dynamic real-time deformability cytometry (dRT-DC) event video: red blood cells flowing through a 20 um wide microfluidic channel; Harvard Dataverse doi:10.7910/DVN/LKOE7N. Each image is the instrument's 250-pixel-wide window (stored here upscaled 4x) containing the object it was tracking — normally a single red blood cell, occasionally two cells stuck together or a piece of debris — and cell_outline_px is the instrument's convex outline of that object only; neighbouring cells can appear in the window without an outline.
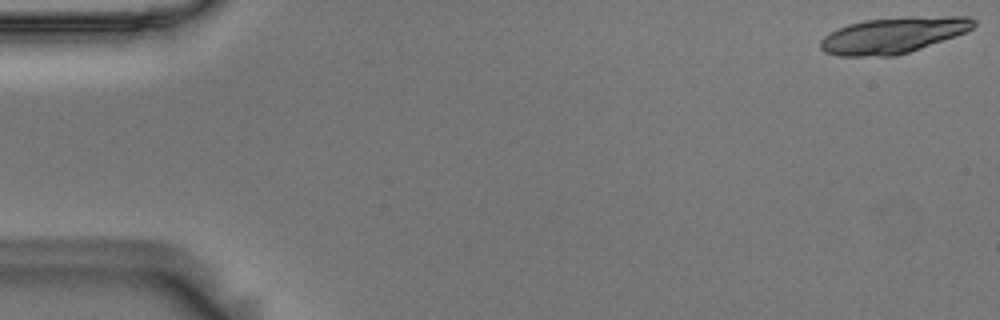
{"species": "Egyptian fruit bat (a non-hibernating species)", "species_latin": "Rousettus aegyptiacus", "temperature_condition": "room temperature", "stored_images_in_passage": 55, "segment_of_instrument_passage": [1, 2], "camera_frame_rate_fps": 3000, "um_per_image_px": 0.085, "animal": {"sex": "male"}, "frame": {"image": 1, "passage_image": 1, "time_ms": 0.0, "image_size_px": [1000, 320], "cell_outline_px": [[976, 24], [972, 28], [956, 36], [896, 56], [840, 56], [824, 52], [820, 48], [820, 40], [824, 36], [848, 24], [864, 20], [908, 16], [968, 16], [976, 20]], "centroid_in_image_um": [75.94, 2.98], "position_along_channel_um": 9.1, "area_um2": 32.19}}
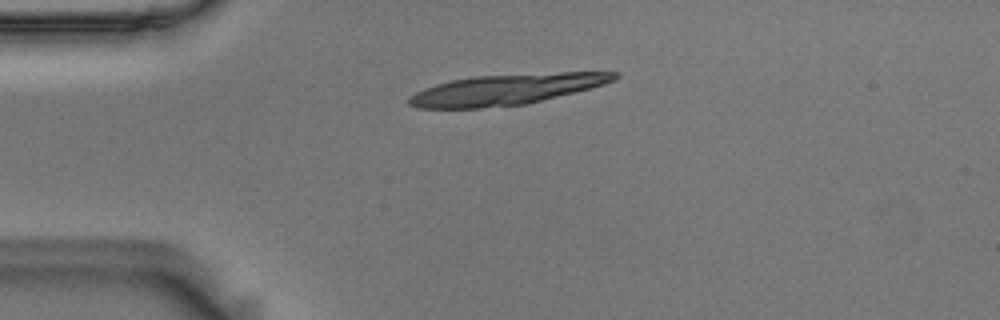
{"frame": {"image": 2, "passage_image": 13, "time_ms": 4.0, "image_size_px": [1000, 320], "cell_outline_px": [[620, 76], [604, 84], [592, 88], [524, 104], [480, 108], [416, 108], [408, 104], [408, 96], [424, 88], [436, 84], [452, 80], [476, 76], [560, 72], [620, 72]], "centroid_in_image_um": [43.01, 7.6], "position_along_channel_um": 42.0, "area_um2": 36.41}}